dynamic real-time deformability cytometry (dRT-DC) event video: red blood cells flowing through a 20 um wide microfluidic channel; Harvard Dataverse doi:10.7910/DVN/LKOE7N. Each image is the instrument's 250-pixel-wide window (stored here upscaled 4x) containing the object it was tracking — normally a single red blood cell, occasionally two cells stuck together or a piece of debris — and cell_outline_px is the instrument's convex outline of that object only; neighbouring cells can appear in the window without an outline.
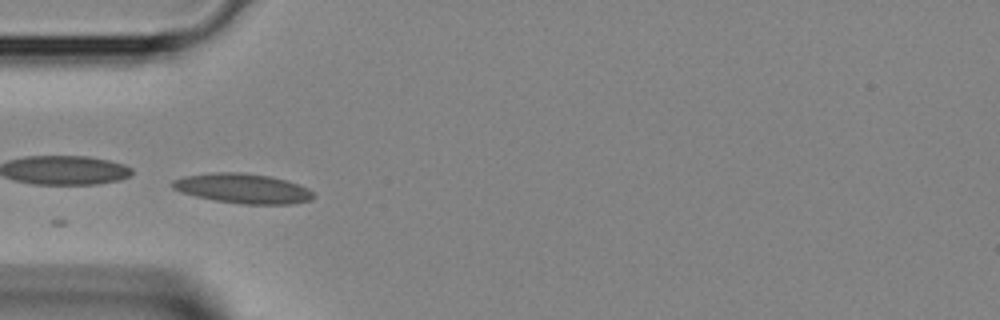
{"species": "Egyptian fruit bat (a non-hibernating species)", "species_latin": "Rousettus aegyptiacus", "temperature_condition": "room temperature", "stored_images_in_passage": 2, "camera_frame_rate_fps": 3000, "um_per_image_px": 0.085, "animal": {"sex": "female"}, "frame": {"image": 1, "passage_image": 2, "time_ms": 0.333, "image_size_px": [1000, 320], "cell_outline_px": [[316, 196], [312, 200], [292, 204], [244, 204], [216, 200], [196, 196], [180, 192], [172, 188], [168, 184], [172, 180], [184, 176], [216, 172], [244, 172], [268, 176], [288, 180], [300, 184], [308, 188]], "centroid_in_image_um": [20.65, 16.01], "position_along_channel_um": 64.4, "area_um2": 24.68}}